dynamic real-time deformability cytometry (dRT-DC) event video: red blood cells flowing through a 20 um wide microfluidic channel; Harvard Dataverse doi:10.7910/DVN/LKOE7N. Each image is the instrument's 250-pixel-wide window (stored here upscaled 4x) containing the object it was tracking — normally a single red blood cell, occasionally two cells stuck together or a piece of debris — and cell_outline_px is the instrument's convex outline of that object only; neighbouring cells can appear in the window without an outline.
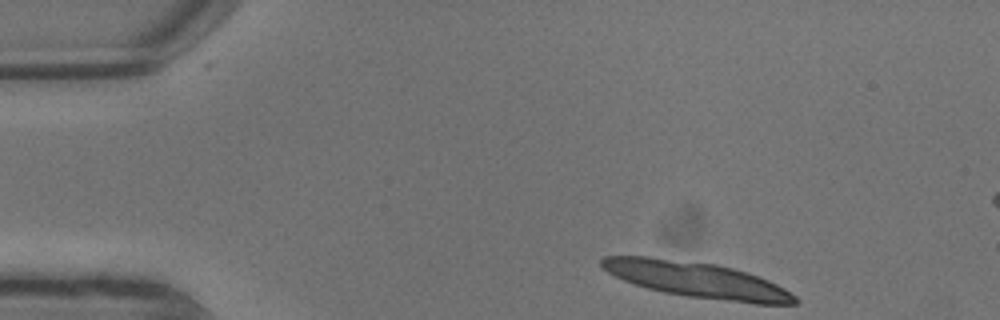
{"species": "common noctule bat (a hibernating species)", "species_latin": "Nyctalus noctula", "temperature_condition": "warm", "stored_images_in_passage": 5, "camera_frame_rate_fps": 3000, "um_per_image_px": 0.085, "animal": {"sex": "male", "body_mass_g": 13.3}, "frame": {"image": 1, "passage_image": 1, "time_ms": 0.0, "image_size_px": [1000, 320], "cell_outline_px": [[800, 300], [796, 304], [752, 304], [688, 296], [664, 292], [648, 288], [624, 280], [608, 272], [600, 264], [600, 260], [604, 256], [648, 256], [716, 264], [732, 268], [768, 280], [784, 288], [796, 296]], "centroid_in_image_um": [59.26, 23.79], "position_along_channel_um": 25.7, "area_um2": 39.88}}